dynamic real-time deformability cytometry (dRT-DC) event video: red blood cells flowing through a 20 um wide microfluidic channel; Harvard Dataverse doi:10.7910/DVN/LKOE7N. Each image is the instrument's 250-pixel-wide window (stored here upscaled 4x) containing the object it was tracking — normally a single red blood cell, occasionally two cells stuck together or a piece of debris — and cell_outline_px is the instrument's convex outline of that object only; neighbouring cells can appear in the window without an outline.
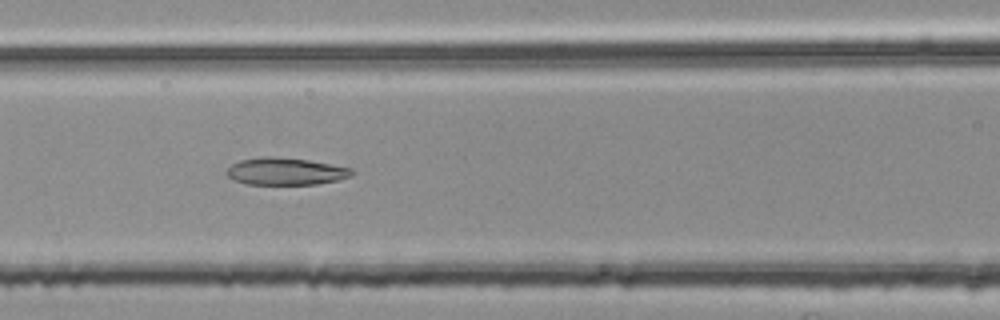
{"species": "common noctule bat (a hibernating species)", "species_latin": "Nyctalus noctula", "temperature_condition": "room temperature", "stored_images_in_passage": 51, "camera_frame_rate_fps": 3000, "um_per_image_px": 0.085, "animal": {"sex": "female", "body_mass_g": 25.1}, "frame": {"image": 1, "passage_image": 23, "time_ms": 7.333, "image_size_px": [1000, 320], "cell_outline_px": [[352, 176], [336, 180], [316, 184], [244, 184], [228, 176], [224, 172], [232, 164], [240, 160], [264, 156], [272, 156], [308, 160], [352, 168]], "centroid_in_image_um": [24.25, 14.56], "position_along_channel_um": 142.4, "area_um2": 19.71}}
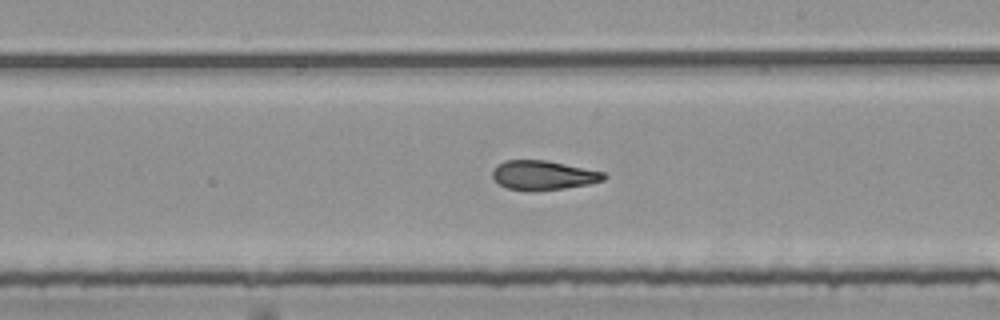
{"frame": {"image": 2, "passage_image": 31, "time_ms": 10.0, "image_size_px": [1000, 320], "cell_outline_px": [[608, 176], [604, 180], [588, 184], [564, 188], [508, 188], [500, 184], [492, 176], [492, 168], [496, 164], [504, 160], [548, 160], [604, 172]], "centroid_in_image_um": [46.19, 14.84], "position_along_channel_um": 242.8, "area_um2": 18.44}}
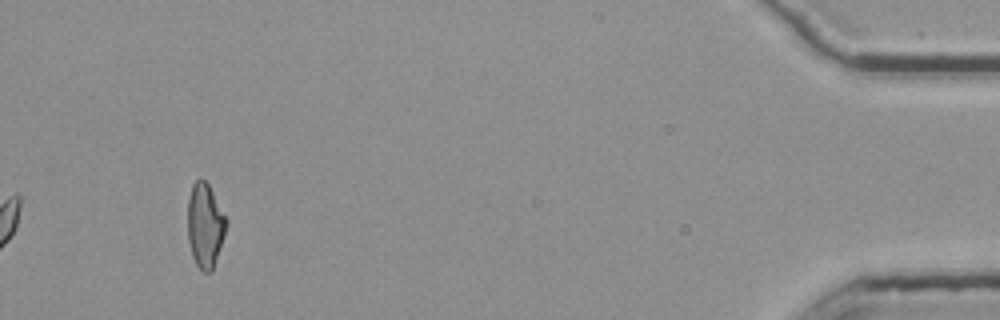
{"frame": {"image": 3, "passage_image": 51, "time_ms": 16.667, "image_size_px": [1000, 320], "cell_outline_px": [[228, 224], [212, 272], [204, 272], [196, 264], [192, 256], [188, 240], [188, 196], [192, 184], [200, 176], [208, 184], [228, 220]], "centroid_in_image_um": [17.43, 19.14], "position_along_channel_um": 417.8, "area_um2": 19.07}, "authors_computed_cell_mechanics": {"area_um2": 19.652, "velocity_mm_per_s": 3.7893, "shape_relaxation_time_tau1_ms": null, "shape_relaxation_time_tau2_ms": 4.6531, "deformation_change_tau1": null, "deformation_change_tau2": 0.1336}}